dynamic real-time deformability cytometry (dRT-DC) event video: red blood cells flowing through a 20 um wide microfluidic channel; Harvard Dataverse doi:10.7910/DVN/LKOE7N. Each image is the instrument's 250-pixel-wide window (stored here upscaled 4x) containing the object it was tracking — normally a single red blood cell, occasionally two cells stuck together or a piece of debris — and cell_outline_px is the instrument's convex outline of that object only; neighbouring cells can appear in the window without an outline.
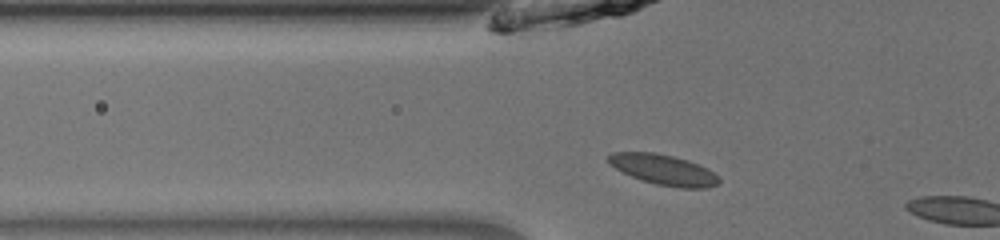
{"species": "common noctule bat (a hibernating species)", "species_latin": "Nyctalus noctula", "temperature_condition": "room temperature", "stored_images_in_passage": 5, "camera_frame_rate_fps": 3000, "um_per_image_px": 0.085, "animal": {"sex": "male", "body_mass_g": 13.0, "forearm_length_mm": 53.1}, "frame": {"image": 1, "passage_image": 4, "time_ms": 1.0, "image_size_px": [1000, 240], "cell_outline_px": [[720, 184], [704, 188], [680, 188], [656, 184], [632, 176], [608, 164], [608, 156], [612, 152], [656, 152], [688, 160], [700, 164], [708, 168], [720, 176]], "centroid_in_image_um": [56.46, 14.42], "position_along_channel_um": 69.3, "area_um2": 19.65}}